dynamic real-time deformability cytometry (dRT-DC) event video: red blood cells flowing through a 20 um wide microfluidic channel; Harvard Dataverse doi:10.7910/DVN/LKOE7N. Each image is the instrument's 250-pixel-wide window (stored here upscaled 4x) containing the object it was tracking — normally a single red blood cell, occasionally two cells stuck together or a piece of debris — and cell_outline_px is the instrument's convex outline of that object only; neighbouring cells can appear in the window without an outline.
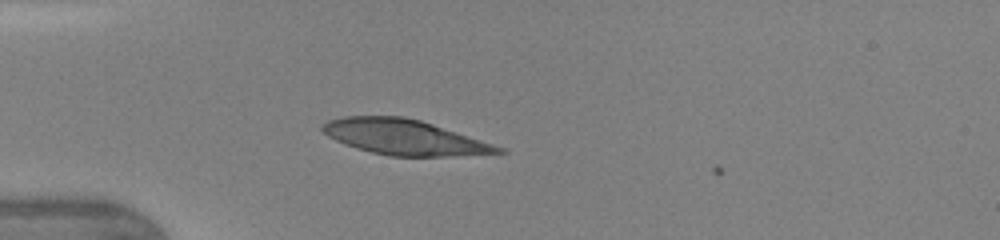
{"species": "human", "species_latin": "Homo sapiens", "temperature_condition": "warm", "stored_images_in_passage": 36, "camera_frame_rate_fps": 3000, "um_per_image_px": 0.085, "donor": {"sex": "female"}, "frame": {"image": 1, "passage_image": 6, "time_ms": 1.667, "image_size_px": [1000, 240], "cell_outline_px": [[508, 152], [448, 156], [388, 156], [356, 148], [336, 140], [328, 136], [320, 128], [320, 124], [328, 120], [344, 116], [404, 116], [420, 120], [508, 148]], "centroid_in_image_um": [34.38, 11.66], "position_along_channel_um": 50.6, "area_um2": 36.13}}
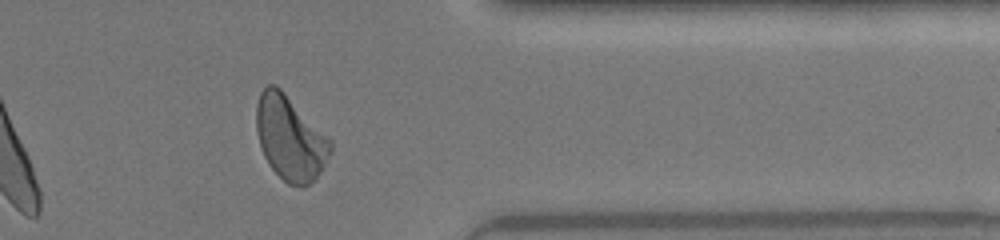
{"frame": {"image": 2, "passage_image": 31, "time_ms": 10.0, "image_size_px": [1000, 240], "cell_outline_px": [[332, 152], [324, 168], [316, 180], [304, 188], [288, 184], [268, 164], [264, 156], [256, 132], [256, 104], [260, 92], [268, 84], [276, 84], [332, 140]], "centroid_in_image_um": [24.68, 11.76], "position_along_channel_um": 386.7, "area_um2": 36.76}, "authors_computed_cell_mechanics": {"area_um2": 36.2117, "velocity_mm_per_s": 4.3381, "shape_relaxation_time_tau1_ms": 4.0692, "shape_relaxation_time_tau2_ms": null, "deformation_change_tau1": 0.1818, "deformation_change_tau2": null}}